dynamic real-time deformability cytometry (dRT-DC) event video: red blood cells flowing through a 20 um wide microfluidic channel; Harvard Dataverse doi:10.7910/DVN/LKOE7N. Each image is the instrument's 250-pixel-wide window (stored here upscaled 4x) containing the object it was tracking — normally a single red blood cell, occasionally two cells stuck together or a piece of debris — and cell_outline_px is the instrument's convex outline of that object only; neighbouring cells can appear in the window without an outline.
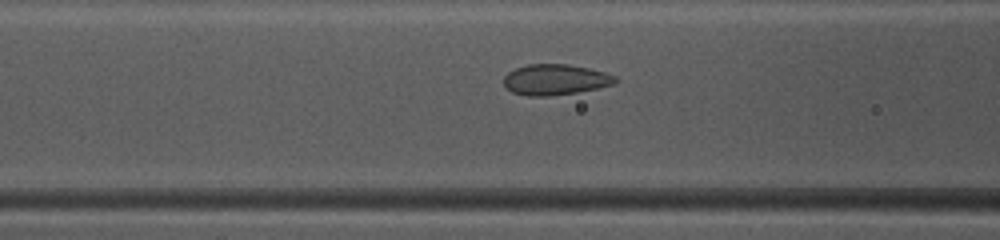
{"species": "common noctule bat (a hibernating species)", "species_latin": "Nyctalus noctula", "temperature_condition": "warm", "stored_images_in_passage": 49, "camera_frame_rate_fps": 3000, "um_per_image_px": 0.085, "animal": {"sex": "female", "body_mass_g": 10.0, "forearm_length_mm": 53.1}, "frame": {"image": 1, "passage_image": 20, "time_ms": 6.333, "image_size_px": [1000, 240], "cell_outline_px": [[620, 80], [616, 84], [576, 92], [548, 96], [528, 96], [512, 92], [504, 84], [504, 76], [508, 72], [516, 68], [528, 64], [568, 64], [588, 68], [604, 72], [616, 76]], "centroid_in_image_um": [47.22, 6.76], "position_along_channel_um": 119.4, "area_um2": 19.94}}
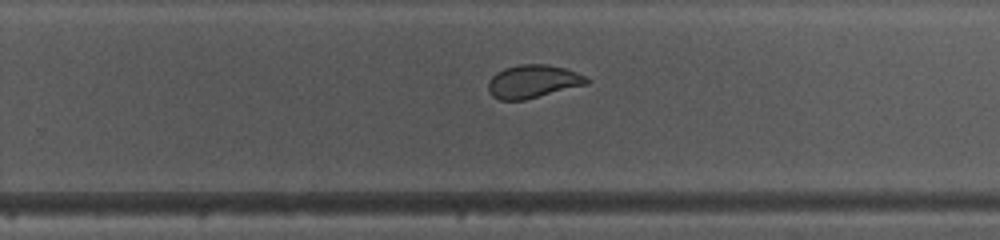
{"frame": {"image": 2, "passage_image": 32, "time_ms": 10.333, "image_size_px": [1000, 240], "cell_outline_px": [[592, 80], [588, 84], [524, 100], [500, 100], [492, 96], [488, 92], [488, 80], [496, 72], [504, 68], [520, 64], [548, 64], [564, 68], [576, 72]], "centroid_in_image_um": [45.28, 6.92], "position_along_channel_um": 284.5, "area_um2": 19.13}}
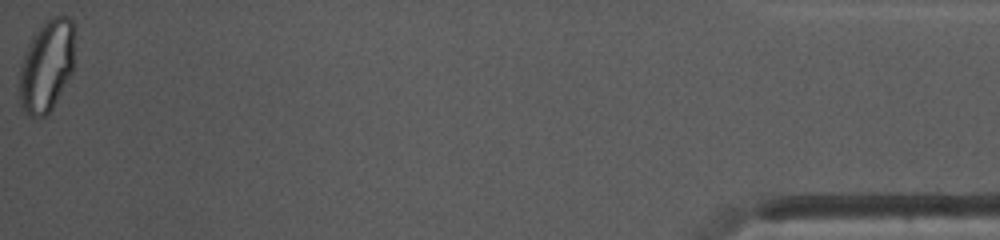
{"frame": {"image": 3, "passage_image": 49, "time_ms": 16.0, "image_size_px": [1000, 240], "cell_outline_px": [[76, 24], [72, 72], [52, 108], [44, 116], [28, 116], [24, 112], [20, 104], [20, 68], [28, 44], [32, 36], [48, 16], [68, 16]], "centroid_in_image_um": [3.99, 5.53], "position_along_channel_um": 431.2, "area_um2": 29.82}, "authors_computed_cell_mechanics": {"area_um2": 20.519, "velocity_mm_per_s": 4.1289, "shape_relaxation_time_tau1_ms": 6.5886, "shape_relaxation_time_tau2_ms": null, "deformation_change_tau1": 0.1581, "deformation_change_tau2": null}}